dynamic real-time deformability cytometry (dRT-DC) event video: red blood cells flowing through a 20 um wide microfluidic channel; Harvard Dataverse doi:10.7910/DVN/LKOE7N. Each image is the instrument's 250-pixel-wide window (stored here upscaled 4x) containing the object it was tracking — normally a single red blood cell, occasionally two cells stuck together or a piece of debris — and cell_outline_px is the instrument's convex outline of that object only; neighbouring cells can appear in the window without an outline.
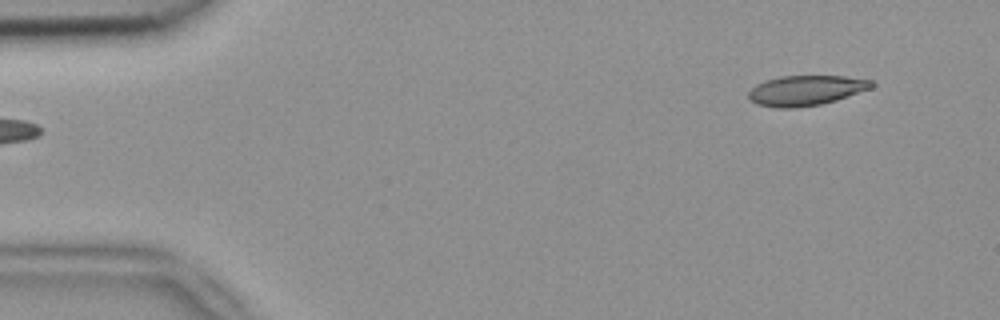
{"species": "common noctule bat (a hibernating species)", "species_latin": "Nyctalus noctula", "temperature_condition": "room temperature", "stored_images_in_passage": 6, "segment_of_instrument_passage": [2, 2], "camera_frame_rate_fps": 3000, "um_per_image_px": 0.085, "animal": {"sex": "female", "body_mass_g": 18.4}, "frame": {"image": 1, "passage_image": 6, "time_ms": 1.667, "image_size_px": [1000, 320], "cell_outline_px": [[876, 84], [872, 88], [836, 100], [820, 104], [792, 108], [776, 108], [756, 104], [748, 100], [748, 92], [756, 84], [764, 80], [780, 76], [844, 76], [876, 80]], "centroid_in_image_um": [68.5, 7.68], "position_along_channel_um": 16.5, "area_um2": 21.85}}